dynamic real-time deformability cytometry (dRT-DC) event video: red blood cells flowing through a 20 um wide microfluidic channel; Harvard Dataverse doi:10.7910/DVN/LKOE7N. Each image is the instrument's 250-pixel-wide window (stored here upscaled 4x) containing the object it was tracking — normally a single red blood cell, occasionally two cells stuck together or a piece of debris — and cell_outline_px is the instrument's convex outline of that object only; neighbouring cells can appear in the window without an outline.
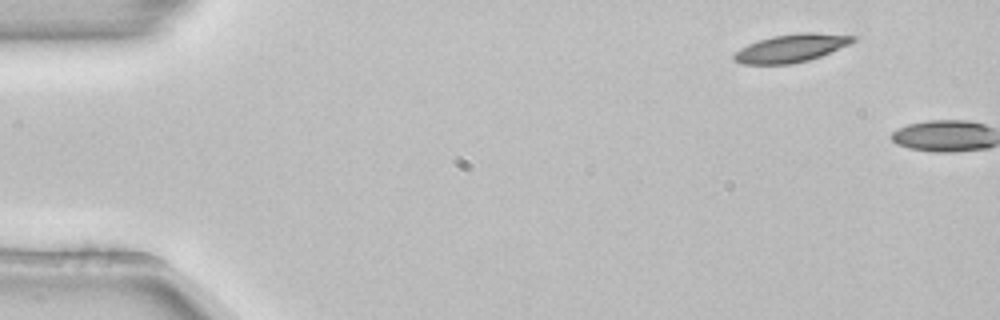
{"species": "common noctule bat (a hibernating species)", "species_latin": "Nyctalus noctula", "temperature_condition": "room temperature", "stored_images_in_passage": 3, "camera_frame_rate_fps": 3000, "um_per_image_px": 0.085, "animal": {"sex": "female", "body_mass_g": 22.7, "forearm_length_mm": 54.2}, "frame": {"image": 1, "passage_image": 1, "time_ms": 0.0, "image_size_px": [1000, 320], "cell_outline_px": [[856, 40], [848, 44], [820, 56], [808, 60], [792, 64], [740, 64], [732, 60], [732, 56], [740, 48], [748, 44], [772, 36], [800, 32], [812, 32], [856, 36]], "centroid_in_image_um": [67.2, 4.09], "position_along_channel_um": 17.8, "area_um2": 19.31}}